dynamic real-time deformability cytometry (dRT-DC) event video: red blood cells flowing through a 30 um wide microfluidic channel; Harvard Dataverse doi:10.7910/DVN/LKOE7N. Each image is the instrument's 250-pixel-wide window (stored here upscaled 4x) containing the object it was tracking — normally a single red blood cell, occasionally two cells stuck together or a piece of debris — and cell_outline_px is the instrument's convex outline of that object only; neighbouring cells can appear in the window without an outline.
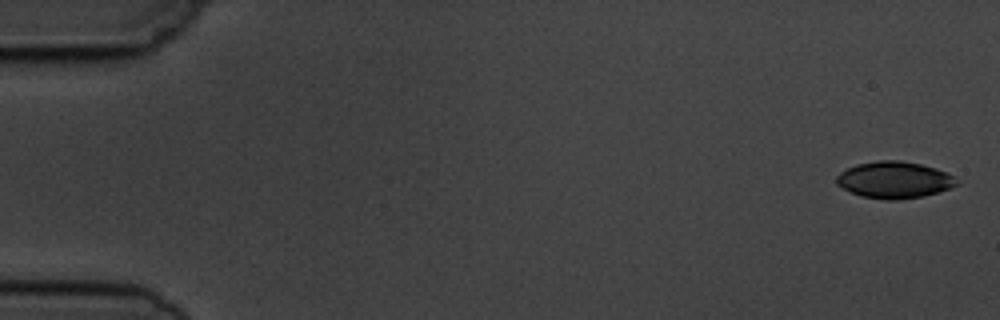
{"species": "common noctule bat (a hibernating species)", "species_latin": "Nyctalus noctula", "temperature_condition": "cold", "stored_images_in_passage": 5, "camera_frame_rate_fps": 3000, "um_per_image_px": 0.085, "animal": {"sex": "male", "body_mass_g": 19.5, "forearm_length_mm": 54.6}, "frame": {"image": 1, "passage_image": 1, "time_ms": 0.0, "image_size_px": [1000, 320], "cell_outline_px": [[960, 184], [924, 196], [896, 200], [888, 200], [860, 196], [836, 184], [836, 176], [840, 172], [856, 164], [880, 160], [900, 160], [920, 164], [936, 168], [948, 172], [956, 176]], "centroid_in_image_um": [76.04, 15.28], "position_along_channel_um": 9.0, "area_um2": 25.78}}